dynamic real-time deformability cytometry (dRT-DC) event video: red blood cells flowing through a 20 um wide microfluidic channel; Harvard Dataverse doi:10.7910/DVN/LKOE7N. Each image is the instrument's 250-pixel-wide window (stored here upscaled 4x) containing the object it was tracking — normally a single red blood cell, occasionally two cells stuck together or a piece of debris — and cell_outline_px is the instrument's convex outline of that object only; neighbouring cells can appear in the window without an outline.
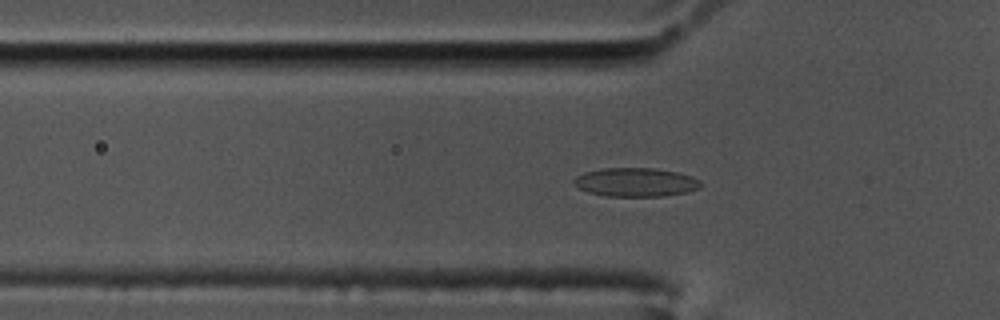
{"species": "common noctule bat (a hibernating species)", "species_latin": "Nyctalus noctula", "temperature_condition": "cold", "stored_images_in_passage": 49, "segment_of_instrument_passage": [1, 2], "camera_frame_rate_fps": 3000, "um_per_image_px": 0.085, "animal": {"sex": "male", "body_mass_g": 17.5, "forearm_length_mm": 52.3}, "frame": {"image": 1, "passage_image": 9, "time_ms": 2.667, "image_size_px": [1000, 320], "cell_outline_px": [[700, 188], [688, 192], [664, 196], [604, 196], [588, 192], [572, 184], [572, 180], [576, 176], [584, 172], [604, 168], [652, 168], [676, 172], [692, 176], [700, 180]], "centroid_in_image_um": [54.01, 15.49], "position_along_channel_um": 71.8, "area_um2": 21.33}}
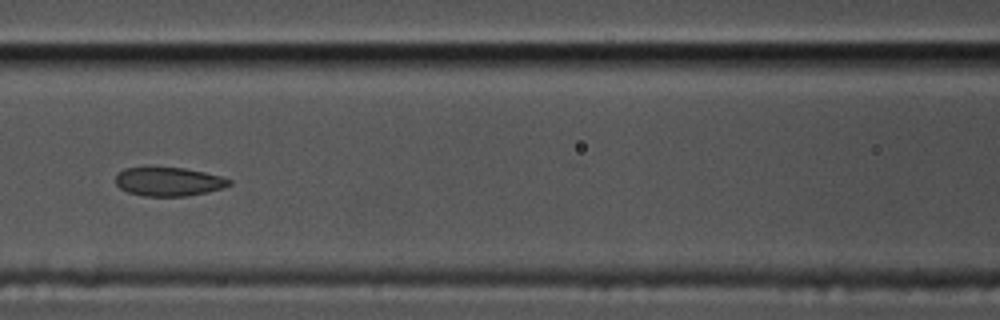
{"frame": {"image": 2, "passage_image": 16, "time_ms": 5.0, "image_size_px": [1000, 320], "cell_outline_px": [[232, 184], [224, 188], [208, 192], [184, 196], [144, 196], [128, 192], [120, 188], [116, 184], [116, 176], [124, 168], [144, 164], [148, 164], [184, 168], [204, 172], [220, 176], [232, 180]], "centroid_in_image_um": [14.3, 15.39], "position_along_channel_um": 152.3, "area_um2": 19.83}}
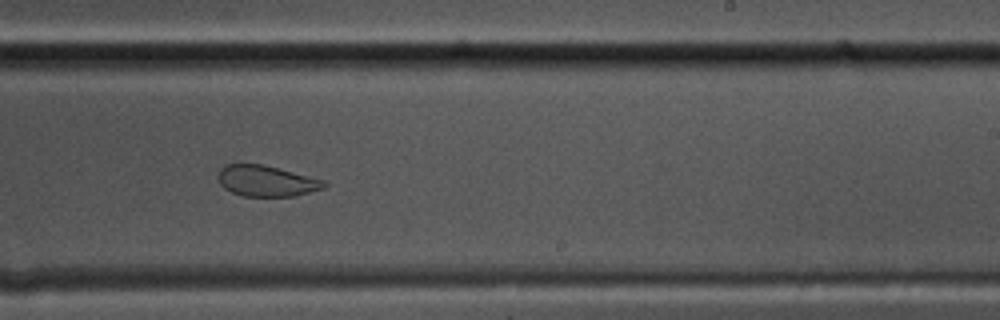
{"frame": {"image": 3, "passage_image": 26, "time_ms": 8.333, "image_size_px": [1000, 320], "cell_outline_px": [[328, 184], [324, 188], [296, 196], [244, 196], [232, 192], [224, 188], [220, 184], [220, 168], [224, 164], [260, 164], [324, 180]], "centroid_in_image_um": [22.66, 15.39], "position_along_channel_um": 266.3, "area_um2": 18.79}}